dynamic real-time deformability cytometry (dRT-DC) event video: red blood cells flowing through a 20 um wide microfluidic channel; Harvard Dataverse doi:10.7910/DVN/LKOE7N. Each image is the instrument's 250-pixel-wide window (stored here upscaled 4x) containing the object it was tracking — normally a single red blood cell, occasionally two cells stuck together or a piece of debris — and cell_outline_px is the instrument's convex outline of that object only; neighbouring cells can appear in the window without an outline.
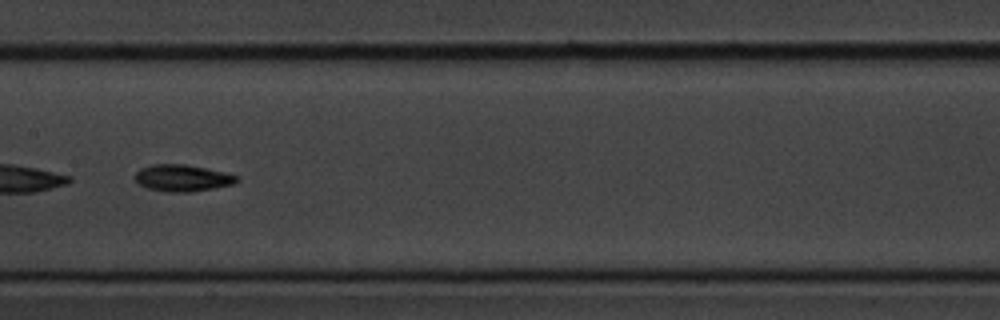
{"species": "common noctule bat (a hibernating species)", "species_latin": "Nyctalus noctula", "temperature_condition": "cold", "stored_images_in_passage": 42, "segment_of_instrument_passage": [2, 2], "camera_frame_rate_fps": 3000, "um_per_image_px": 0.085, "animal": {"sex": "male", "body_mass_g": 20.1, "forearm_length_mm": 53.5}, "frame": {"image": 1, "passage_image": 28, "time_ms": 9.0, "image_size_px": [1000, 320], "cell_outline_px": [[240, 180], [232, 184], [192, 192], [164, 192], [148, 188], [140, 184], [132, 176], [140, 168], [152, 164], [184, 164], [224, 172], [240, 176]], "centroid_in_image_um": [15.48, 15.13], "position_along_channel_um": 191.9, "area_um2": 15.9}}
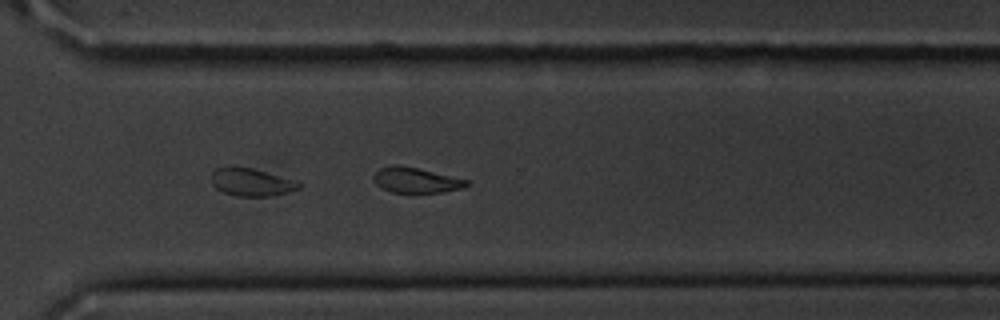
{"frame": {"image": 2, "passage_image": 40, "time_ms": 13.0, "image_size_px": [1000, 320], "cell_outline_px": [[468, 184], [464, 188], [444, 192], [392, 192], [380, 188], [372, 180], [372, 176], [380, 168], [392, 164], [396, 164], [416, 168], [468, 180]], "centroid_in_image_um": [35.3, 15.31], "position_along_channel_um": 335.3, "area_um2": 13.64}}